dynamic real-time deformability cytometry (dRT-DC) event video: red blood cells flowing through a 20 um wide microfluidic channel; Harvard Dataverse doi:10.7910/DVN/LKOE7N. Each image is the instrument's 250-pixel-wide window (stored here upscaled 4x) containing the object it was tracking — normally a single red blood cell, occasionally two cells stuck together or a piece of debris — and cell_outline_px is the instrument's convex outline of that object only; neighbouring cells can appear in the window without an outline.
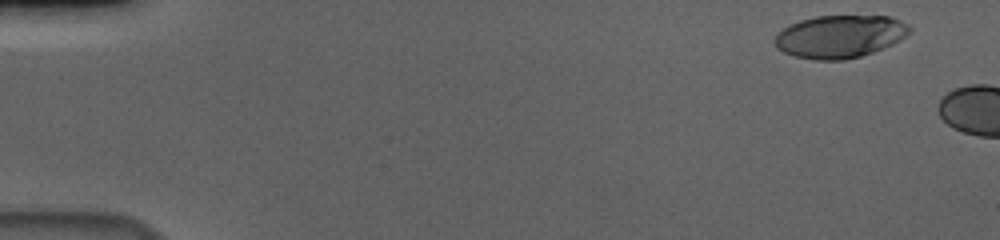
{"species": "human", "species_latin": "Homo sapiens", "temperature_condition": "cold", "stored_images_in_passage": 7, "camera_frame_rate_fps": 3000, "um_per_image_px": 0.085, "donor": {"sex": "male"}, "frame": {"image": 1, "passage_image": 2, "time_ms": 0.333, "image_size_px": [1000, 240], "cell_outline_px": [[912, 32], [900, 40], [892, 44], [872, 52], [860, 56], [844, 60], [816, 60], [796, 56], [784, 52], [776, 48], [772, 40], [776, 32], [800, 20], [816, 16], [888, 16], [900, 20], [908, 24], [912, 28]], "centroid_in_image_um": [71.38, 3.1], "position_along_channel_um": 13.6, "area_um2": 33.7}}